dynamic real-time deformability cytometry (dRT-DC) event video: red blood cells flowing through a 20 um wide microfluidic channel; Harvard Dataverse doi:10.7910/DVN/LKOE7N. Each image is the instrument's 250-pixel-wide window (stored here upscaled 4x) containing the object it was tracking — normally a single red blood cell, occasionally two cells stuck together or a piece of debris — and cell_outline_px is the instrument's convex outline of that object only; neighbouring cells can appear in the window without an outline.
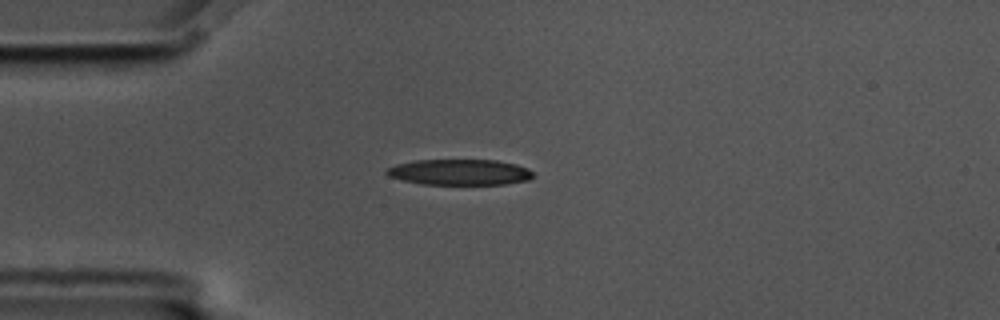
{"species": "common noctule bat (a hibernating species)", "species_latin": "Nyctalus noctula", "temperature_condition": "cold", "stored_images_in_passage": 44, "camera_frame_rate_fps": 3000, "um_per_image_px": 0.085, "animal": {"sex": "male", "body_mass_g": 17.5, "forearm_length_mm": 52.3}, "frame": {"image": 1, "passage_image": 1, "time_ms": 0.0, "image_size_px": [1000, 320], "cell_outline_px": [[536, 176], [528, 180], [504, 184], [420, 184], [388, 176], [384, 172], [388, 168], [396, 164], [416, 160], [496, 160], [516, 164], [528, 168]], "centroid_in_image_um": [39.09, 14.63], "position_along_channel_um": 45.9, "area_um2": 22.02}}
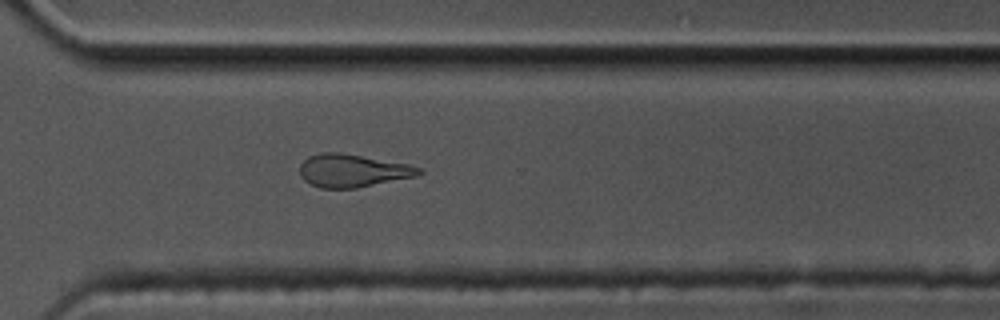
{"frame": {"image": 2, "passage_image": 28, "time_ms": 9.0, "image_size_px": [1000, 320], "cell_outline_px": [[424, 172], [420, 176], [356, 188], [320, 188], [304, 180], [300, 176], [300, 164], [308, 156], [320, 152], [340, 152], [408, 164], [420, 168]], "centroid_in_image_um": [29.99, 14.5], "position_along_channel_um": 340.6, "area_um2": 23.0}}
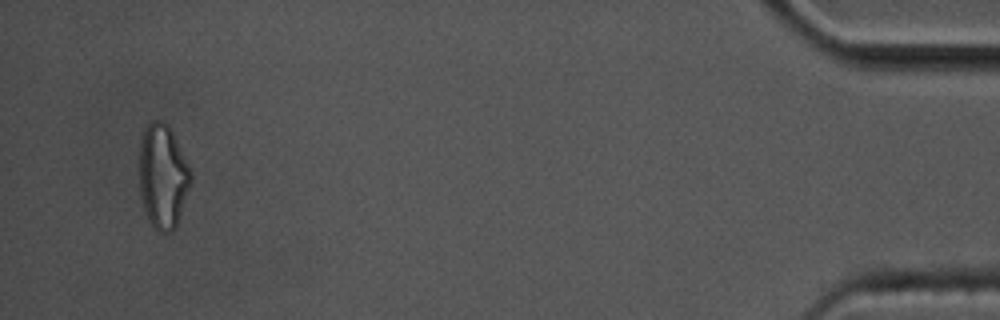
{"frame": {"image": 3, "passage_image": 42, "time_ms": 13.667, "image_size_px": [1000, 320], "cell_outline_px": [[192, 180], [176, 228], [172, 232], [160, 232], [148, 220], [144, 208], [140, 192], [140, 144], [144, 128], [152, 120], [164, 120], [168, 124], [192, 172]], "centroid_in_image_um": [13.85, 14.98], "position_along_channel_um": 421.3, "area_um2": 31.21}, "authors_computed_cell_mechanics": {"area_um2": 23.6113, "velocity_mm_per_s": 3.4451, "shape_relaxation_time_tau1_ms": 11.0051, "shape_relaxation_time_tau2_ms": 5.087, "deformation_change_tau1": 0.2315, "deformation_change_tau2": 0.1651}}